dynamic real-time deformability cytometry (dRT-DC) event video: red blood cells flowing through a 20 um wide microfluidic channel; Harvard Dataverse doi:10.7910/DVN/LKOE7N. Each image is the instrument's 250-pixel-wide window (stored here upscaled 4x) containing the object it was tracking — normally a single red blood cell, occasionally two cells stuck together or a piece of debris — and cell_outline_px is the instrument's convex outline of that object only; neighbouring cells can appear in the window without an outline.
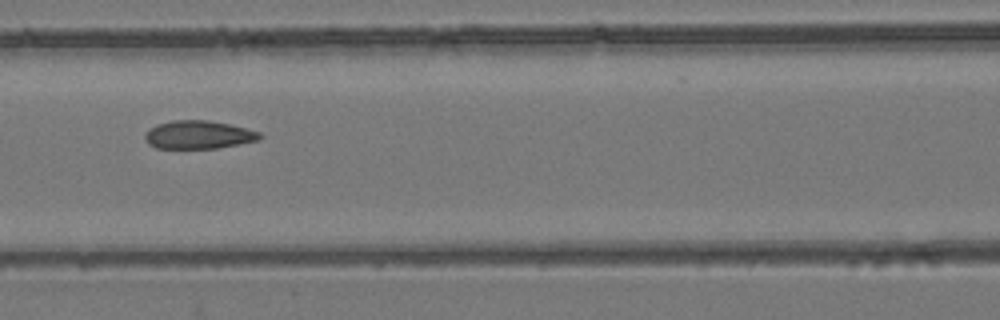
{"species": "common noctule bat (a hibernating species)", "species_latin": "Nyctalus noctula", "temperature_condition": "room temperature", "stored_images_in_passage": 8, "camera_frame_rate_fps": 3000, "um_per_image_px": 0.085, "animal": {"sex": "female", "body_mass_g": 24.6, "forearm_length_mm": 56.2}, "frame": {"image": 1, "passage_image": 6, "time_ms": 7.667, "image_size_px": [1000, 320], "cell_outline_px": [[264, 136], [260, 140], [216, 148], [156, 148], [148, 144], [144, 136], [156, 124], [172, 120], [208, 120], [228, 124], [260, 132]], "centroid_in_image_um": [16.89, 11.45], "position_along_channel_um": 149.7, "area_um2": 18.73}}
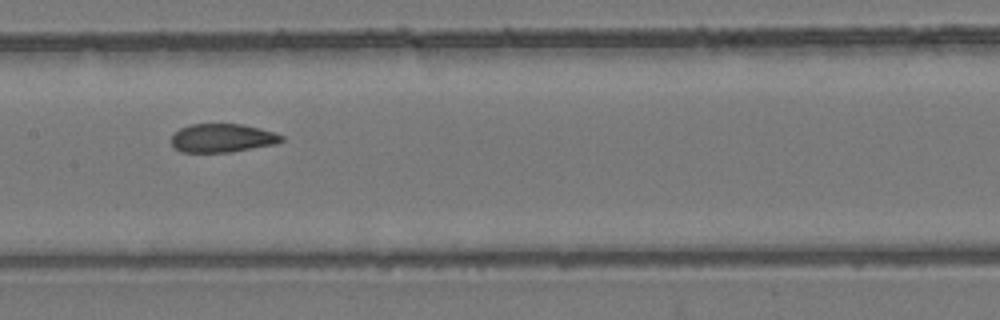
{"frame": {"image": 2, "passage_image": 7, "time_ms": 8.667, "image_size_px": [1000, 320], "cell_outline_px": [[284, 140], [276, 144], [232, 152], [180, 152], [172, 148], [172, 136], [180, 128], [192, 124], [244, 124], [276, 132], [284, 136]], "centroid_in_image_um": [18.93, 11.74], "position_along_channel_um": 188.5, "area_um2": 18.55}}
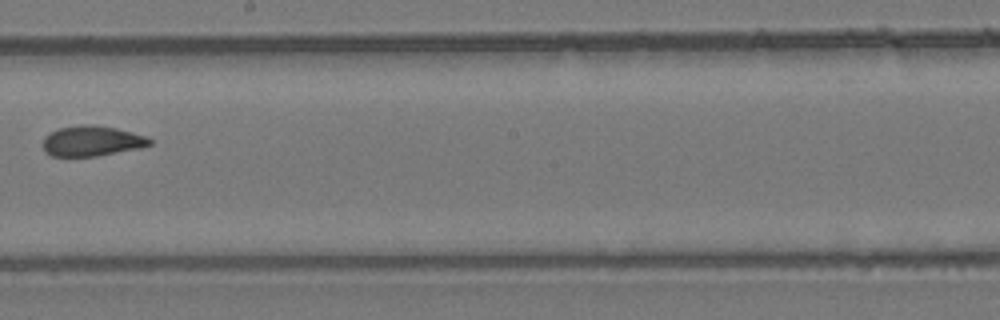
{"frame": {"image": 3, "passage_image": 8, "time_ms": 10.0, "image_size_px": [1000, 320], "cell_outline_px": [[152, 144], [140, 148], [96, 156], [52, 156], [44, 152], [44, 136], [60, 128], [84, 124], [92, 124], [116, 128], [144, 136], [152, 140]], "centroid_in_image_um": [7.8, 11.99], "position_along_channel_um": 240.4, "area_um2": 18.67}}